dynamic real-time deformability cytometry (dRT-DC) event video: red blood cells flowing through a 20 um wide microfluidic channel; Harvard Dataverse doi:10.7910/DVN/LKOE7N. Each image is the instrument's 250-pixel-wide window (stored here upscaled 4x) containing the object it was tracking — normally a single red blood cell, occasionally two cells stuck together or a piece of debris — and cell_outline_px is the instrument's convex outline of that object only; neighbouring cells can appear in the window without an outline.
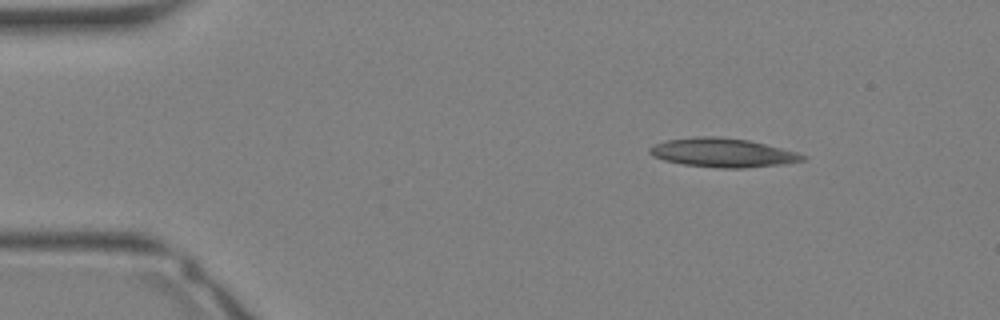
{"species": "Egyptian fruit bat (a non-hibernating species)", "species_latin": "Rousettus aegyptiacus", "temperature_condition": "warm", "stored_images_in_passage": 6, "camera_frame_rate_fps": 3000, "um_per_image_px": 0.085, "animal": {"sex": "female"}, "frame": {"image": 1, "passage_image": 1, "time_ms": 0.0, "image_size_px": [1000, 320], "cell_outline_px": [[808, 160], [784, 164], [744, 168], [720, 168], [680, 164], [664, 160], [652, 156], [648, 152], [648, 148], [656, 144], [668, 140], [696, 136], [716, 136], [748, 140], [796, 152], [808, 156]], "centroid_in_image_um": [61.44, 12.99], "position_along_channel_um": 23.6, "area_um2": 25.84}}